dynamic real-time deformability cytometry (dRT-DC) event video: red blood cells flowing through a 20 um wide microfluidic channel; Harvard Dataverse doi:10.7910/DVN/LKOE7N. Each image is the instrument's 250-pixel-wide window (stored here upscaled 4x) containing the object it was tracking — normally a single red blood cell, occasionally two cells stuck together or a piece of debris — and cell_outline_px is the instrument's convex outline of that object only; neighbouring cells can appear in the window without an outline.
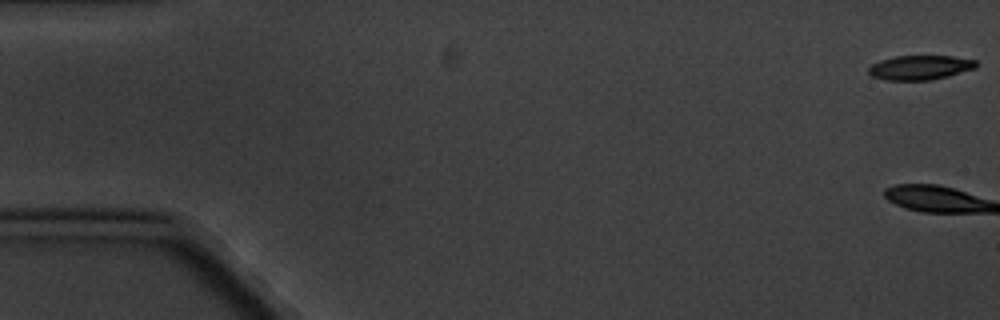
{"species": "common noctule bat (a hibernating species)", "species_latin": "Nyctalus noctula", "temperature_condition": "cold", "stored_images_in_passage": 7, "camera_frame_rate_fps": 3000, "um_per_image_px": 0.085, "animal": {"sex": "male", "body_mass_g": 20.1, "forearm_length_mm": 53.5}, "frame": {"image": 1, "passage_image": 1, "time_ms": 0.0, "image_size_px": [1000, 320], "cell_outline_px": [[976, 68], [948, 76], [932, 80], [884, 80], [872, 76], [868, 72], [868, 68], [872, 64], [880, 60], [896, 56], [952, 56], [976, 60]], "centroid_in_image_um": [78.19, 5.74], "position_along_channel_um": 6.8, "area_um2": 15.32}}